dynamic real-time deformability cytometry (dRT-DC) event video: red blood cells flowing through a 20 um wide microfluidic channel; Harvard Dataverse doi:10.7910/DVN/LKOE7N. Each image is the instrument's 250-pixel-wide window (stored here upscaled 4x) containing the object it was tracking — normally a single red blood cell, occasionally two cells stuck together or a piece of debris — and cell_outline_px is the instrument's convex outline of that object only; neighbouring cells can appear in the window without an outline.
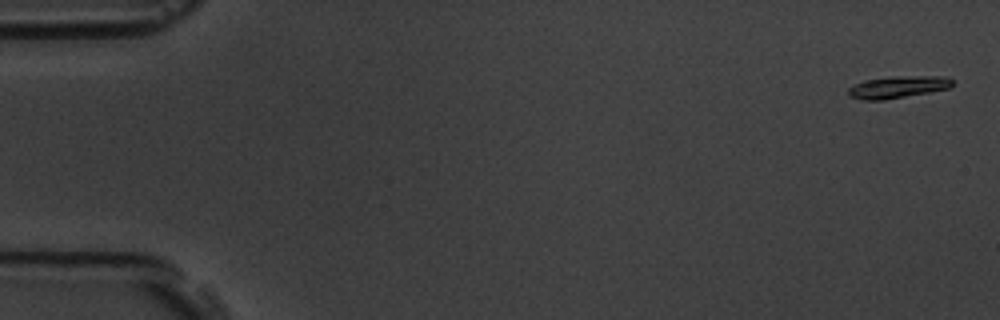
{"species": "common noctule bat (a hibernating species)", "species_latin": "Nyctalus noctula", "temperature_condition": "room temperature", "stored_images_in_passage": 10, "camera_frame_rate_fps": 3000, "um_per_image_px": 0.085, "animal": {"sex": "male", "body_mass_g": 19.5, "forearm_length_mm": 54.6}, "frame": {"image": 1, "passage_image": 1, "time_ms": 0.0, "image_size_px": [1000, 320], "cell_outline_px": [[952, 84], [948, 88], [928, 92], [884, 100], [860, 100], [848, 96], [848, 88], [864, 80], [892, 76], [948, 76], [952, 80]], "centroid_in_image_um": [76.28, 7.39], "position_along_channel_um": 8.7, "area_um2": 13.35}}
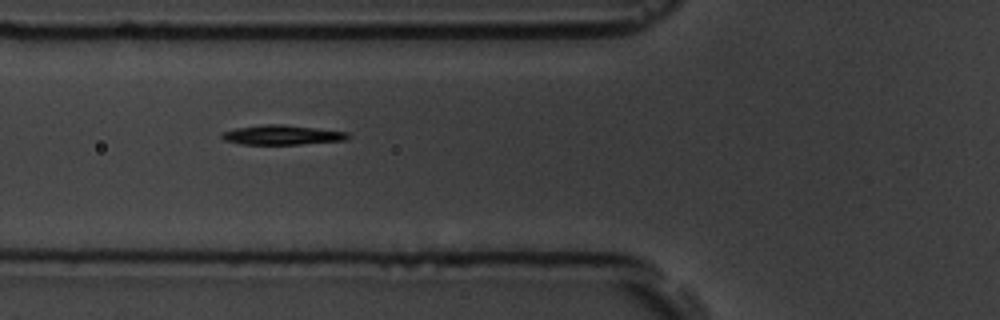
{"frame": {"image": 2, "passage_image": 7, "time_ms": 6.667, "image_size_px": [1000, 320], "cell_outline_px": [[348, 140], [300, 144], [240, 144], [224, 140], [220, 136], [220, 132], [236, 128], [268, 124], [284, 124], [348, 132]], "centroid_in_image_um": [23.95, 11.47], "position_along_channel_um": 101.8, "area_um2": 14.39}}
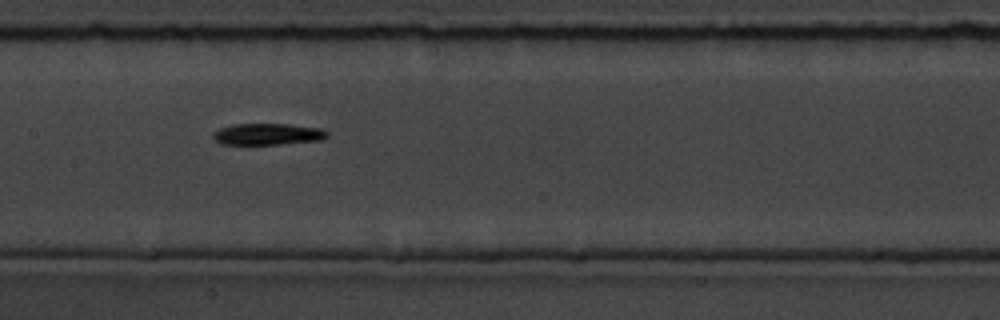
{"frame": {"image": 3, "passage_image": 9, "time_ms": 9.0, "image_size_px": [1000, 320], "cell_outline_px": [[328, 136], [320, 140], [280, 144], [220, 144], [212, 140], [212, 132], [220, 128], [232, 124], [288, 124], [320, 128], [328, 132]], "centroid_in_image_um": [22.69, 11.4], "position_along_channel_um": 184.7, "area_um2": 14.39}}